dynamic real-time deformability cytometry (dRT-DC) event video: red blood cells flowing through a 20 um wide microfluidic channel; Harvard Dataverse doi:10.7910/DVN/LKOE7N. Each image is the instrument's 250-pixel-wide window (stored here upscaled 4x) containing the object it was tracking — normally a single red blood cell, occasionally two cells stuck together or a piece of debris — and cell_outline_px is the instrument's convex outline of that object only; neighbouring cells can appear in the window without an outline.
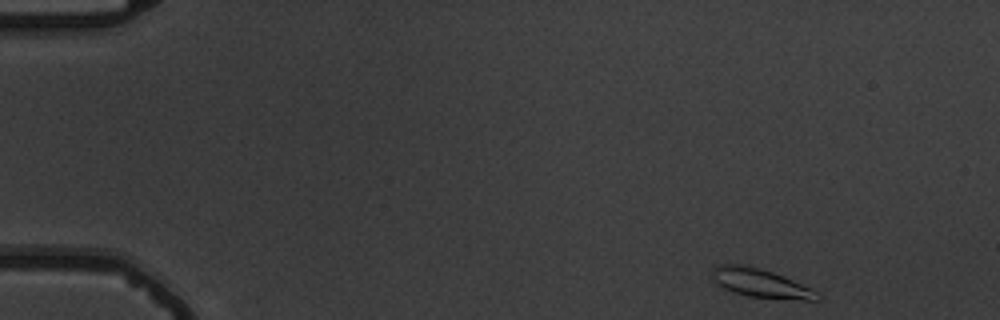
{"species": "common noctule bat (a hibernating species)", "species_latin": "Nyctalus noctula", "temperature_condition": "warm", "stored_images_in_passage": 51, "camera_frame_rate_fps": 3000, "um_per_image_px": 0.085, "animal": {"sex": "male", "body_mass_g": 19.5, "forearm_length_mm": 54.6}, "frame": {"image": 1, "passage_image": 1, "time_ms": 0.0, "image_size_px": [1000, 320], "cell_outline_px": [[820, 300], [804, 300], [748, 296], [732, 292], [716, 284], [712, 280], [712, 268], [720, 264], [748, 264], [784, 276], [812, 288], [820, 296]], "centroid_in_image_um": [64.62, 24.05], "position_along_channel_um": 20.4, "area_um2": 17.74}}
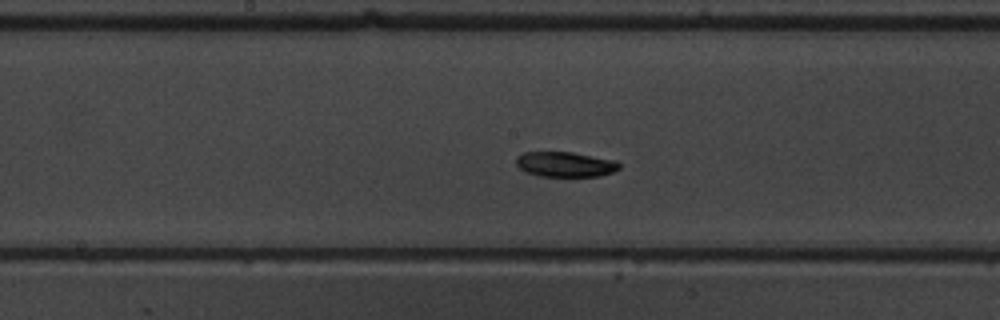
{"frame": {"image": 2, "passage_image": 25, "time_ms": 8.0, "image_size_px": [1000, 320], "cell_outline_px": [[620, 168], [612, 172], [600, 176], [540, 176], [524, 172], [516, 164], [516, 156], [524, 152], [572, 152], [616, 160], [620, 164]], "centroid_in_image_um": [48.04, 13.96], "position_along_channel_um": 200.2, "area_um2": 15.14}}
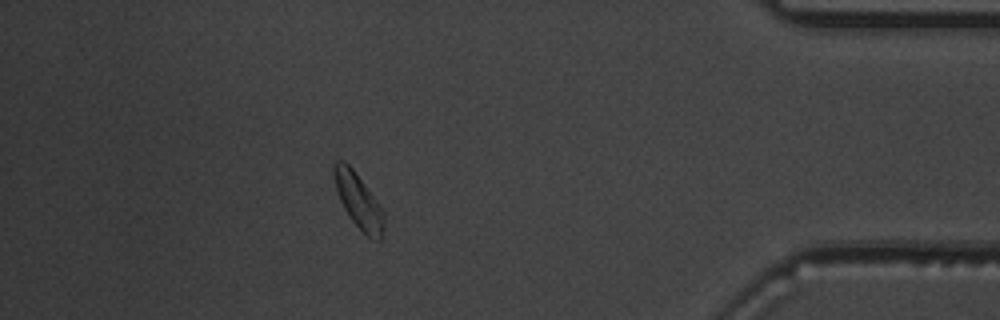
{"frame": {"image": 3, "passage_image": 45, "time_ms": 14.667, "image_size_px": [1000, 320], "cell_outline_px": [[384, 232], [380, 240], [372, 240], [348, 216], [336, 192], [332, 172], [332, 168], [336, 160], [344, 160], [356, 172], [380, 204], [384, 212]], "centroid_in_image_um": [30.47, 17.04], "position_along_channel_um": 404.7, "area_um2": 16.18}, "authors_computed_cell_mechanics": {"area_um2": 15.6638, "velocity_mm_per_s": 3.64, "shape_relaxation_time_tau1_ms": 3.7014, "shape_relaxation_time_tau2_ms": null, "deformation_change_tau1": 0.1313, "deformation_change_tau2": null}}